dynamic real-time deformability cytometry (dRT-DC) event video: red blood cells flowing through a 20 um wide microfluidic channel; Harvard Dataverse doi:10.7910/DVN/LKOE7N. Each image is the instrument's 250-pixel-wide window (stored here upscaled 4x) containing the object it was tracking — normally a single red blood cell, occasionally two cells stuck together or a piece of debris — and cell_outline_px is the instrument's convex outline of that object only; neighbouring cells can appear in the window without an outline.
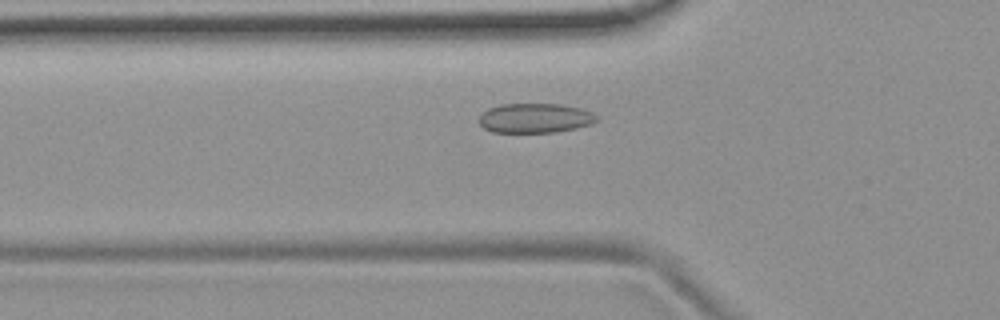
{"species": "common noctule bat (a hibernating species)", "species_latin": "Nyctalus noctula", "temperature_condition": "room temperature", "stored_images_in_passage": 49, "camera_frame_rate_fps": 3000, "um_per_image_px": 0.085, "animal": {"sex": "female", "body_mass_g": 19.9}, "frame": {"image": 1, "passage_image": 13, "time_ms": 4.0, "image_size_px": [1000, 320], "cell_outline_px": [[600, 120], [592, 124], [576, 128], [556, 132], [492, 132], [484, 128], [480, 124], [480, 116], [488, 108], [500, 104], [560, 104], [580, 108], [592, 112]], "centroid_in_image_um": [45.5, 10.04], "position_along_channel_um": 80.3, "area_um2": 20.29}}
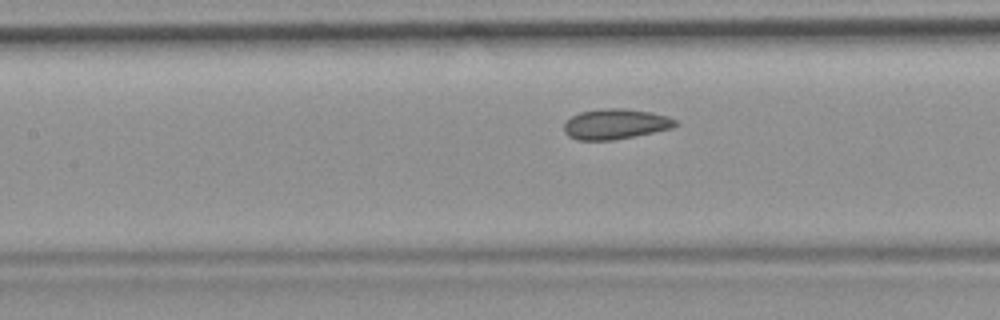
{"frame": {"image": 2, "passage_image": 19, "time_ms": 6.0, "image_size_px": [1000, 320], "cell_outline_px": [[680, 124], [672, 128], [612, 140], [576, 140], [568, 136], [564, 132], [564, 124], [572, 116], [580, 112], [600, 108], [624, 108], [652, 112], [668, 116], [676, 120]], "centroid_in_image_um": [52.31, 10.53], "position_along_channel_um": 155.1, "area_um2": 19.71}}
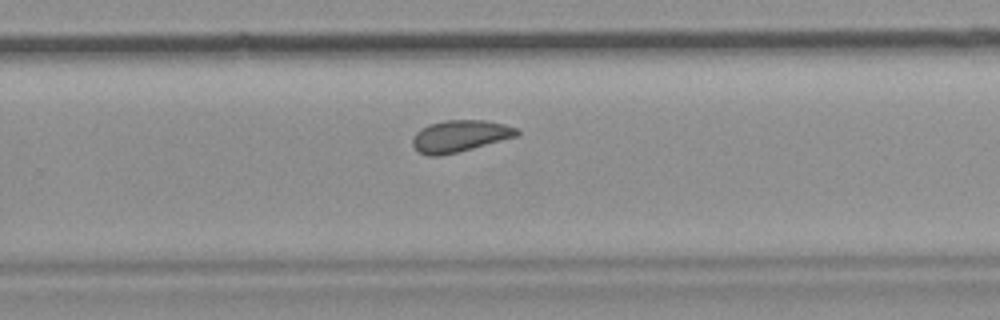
{"frame": {"image": 3, "passage_image": 30, "time_ms": 9.667, "image_size_px": [1000, 320], "cell_outline_px": [[520, 132], [516, 136], [472, 148], [440, 156], [428, 156], [416, 152], [412, 144], [412, 140], [416, 132], [420, 128], [428, 124], [444, 120], [484, 120], [504, 124], [516, 128]], "centroid_in_image_um": [39.02, 11.56], "position_along_channel_um": 290.8, "area_um2": 19.25}, "authors_computed_cell_mechanics": {"area_um2": 19.8832, "velocity_mm_per_s": 3.7187, "shape_relaxation_time_tau1_ms": null, "shape_relaxation_time_tau2_ms": 1.6371, "deformation_change_tau1": null, "deformation_change_tau2": 0.051}}